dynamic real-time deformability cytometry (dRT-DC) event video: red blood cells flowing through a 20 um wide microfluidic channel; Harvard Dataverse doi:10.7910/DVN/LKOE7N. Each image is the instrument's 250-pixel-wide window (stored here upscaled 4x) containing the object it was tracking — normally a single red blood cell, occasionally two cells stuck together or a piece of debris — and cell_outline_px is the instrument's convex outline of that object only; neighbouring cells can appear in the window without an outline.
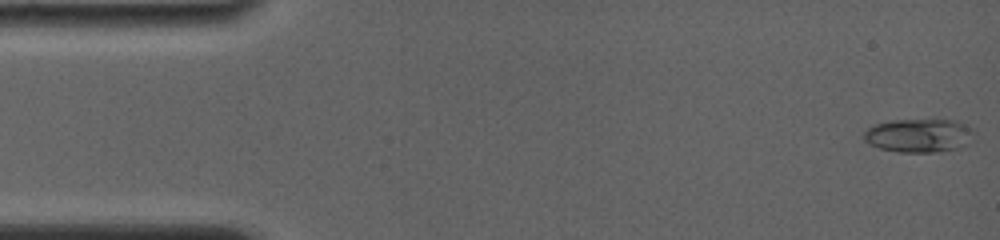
{"species": "common noctule bat (a hibernating species)", "species_latin": "Nyctalus noctula", "temperature_condition": "room temperature", "stored_images_in_passage": 52, "camera_frame_rate_fps": 4000, "um_per_image_px": 0.085, "animal": {"sex": "female", "body_mass_g": 19.0, "forearm_length_mm": 56.7}, "frame": {"image": 1, "passage_image": 1, "time_ms": 0.0, "image_size_px": [1000, 240], "cell_outline_px": [[972, 132], [968, 144], [960, 148], [936, 152], [896, 152], [880, 148], [864, 140], [864, 132], [868, 128], [876, 124], [892, 120], [952, 120], [972, 128]], "centroid_in_image_um": [78.09, 11.53], "position_along_channel_um": 6.9, "area_um2": 21.27}}
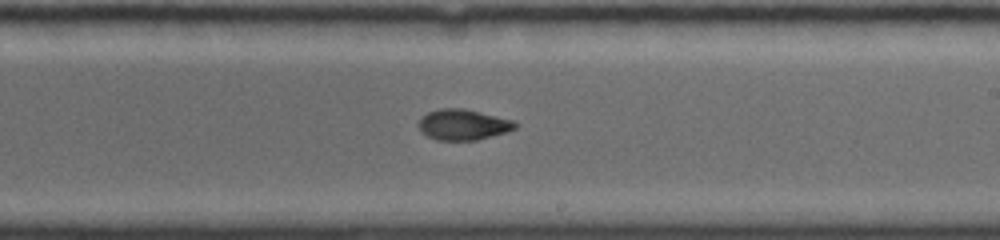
{"frame": {"image": 2, "passage_image": 28, "time_ms": 9.5, "image_size_px": [1000, 240], "cell_outline_px": [[520, 124], [516, 128], [504, 132], [476, 140], [436, 140], [420, 132], [420, 116], [428, 112], [440, 108], [464, 108], [512, 120]], "centroid_in_image_um": [39.34, 10.59], "position_along_channel_um": 249.7, "area_um2": 17.17}}
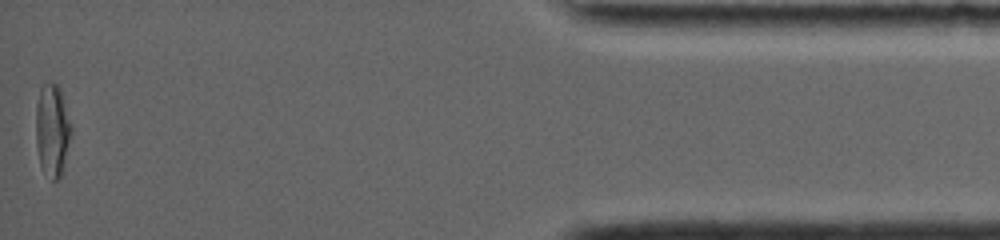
{"frame": {"image": 3, "passage_image": 51, "time_ms": 16.0, "image_size_px": [1000, 240], "cell_outline_px": [[72, 132], [60, 180], [52, 180], [40, 164], [36, 144], [36, 104], [40, 88], [44, 84], [56, 84], [60, 88], [72, 124]], "centroid_in_image_um": [4.46, 11.06], "position_along_channel_um": 430.7, "area_um2": 19.07}, "authors_computed_cell_mechanics": {"area_um2": 17.4845, "velocity_mm_per_s": 3.8422, "shape_relaxation_time_tau1_ms": 8.6338, "shape_relaxation_time_tau2_ms": 1.5697, "deformation_change_tau1": 0.2119, "deformation_change_tau2": 0.0574}}